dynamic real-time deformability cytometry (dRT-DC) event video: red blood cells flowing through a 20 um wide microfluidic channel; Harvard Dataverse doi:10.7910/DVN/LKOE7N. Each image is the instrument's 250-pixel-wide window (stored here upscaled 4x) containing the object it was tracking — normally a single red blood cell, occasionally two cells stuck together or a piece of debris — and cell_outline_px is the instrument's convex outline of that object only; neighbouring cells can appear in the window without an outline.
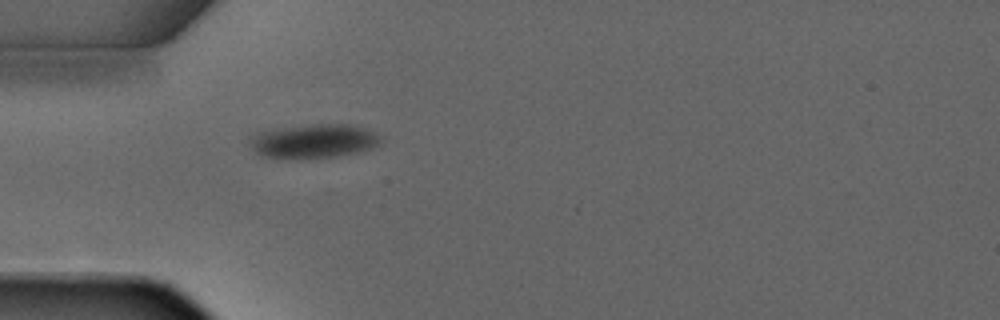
{"species": "common noctule bat (a hibernating species)", "species_latin": "Nyctalus noctula", "temperature_condition": "warm", "stored_images_in_passage": 4, "camera_frame_rate_fps": 3000, "um_per_image_px": 0.085, "animal": {"sex": "male", "forearm_length_mm": 52.5}, "frame": {"image": 1, "passage_image": 4, "time_ms": 4.667, "image_size_px": [1000, 320], "cell_outline_px": [[380, 140], [372, 148], [360, 152], [332, 156], [264, 156], [256, 152], [248, 144], [248, 136], [256, 132], [312, 124], [352, 124], [364, 128], [380, 136]], "centroid_in_image_um": [26.64, 11.95], "position_along_channel_um": 58.4, "area_um2": 25.03}}